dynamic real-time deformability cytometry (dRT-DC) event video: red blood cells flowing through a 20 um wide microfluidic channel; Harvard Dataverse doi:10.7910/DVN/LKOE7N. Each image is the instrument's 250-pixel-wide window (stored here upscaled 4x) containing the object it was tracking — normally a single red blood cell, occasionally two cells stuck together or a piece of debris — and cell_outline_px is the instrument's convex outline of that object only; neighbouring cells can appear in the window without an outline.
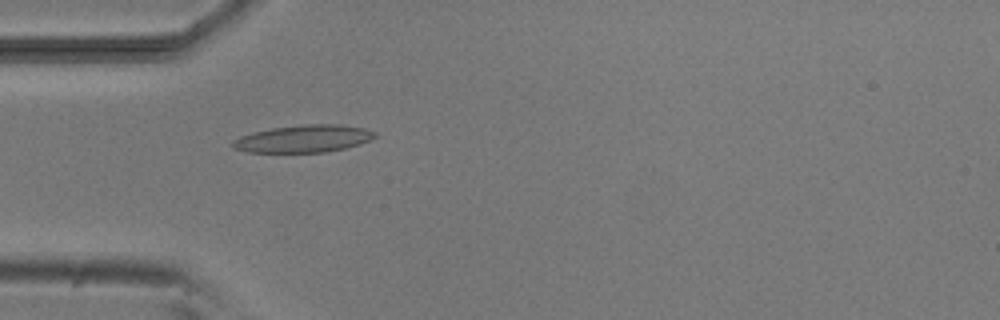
{"species": "common noctule bat (a hibernating species)", "species_latin": "Nyctalus noctula", "temperature_condition": "room temperature", "stored_images_in_passage": 4, "camera_frame_rate_fps": 3000, "um_per_image_px": 0.085, "animal": {"sex": "male", "body_mass_g": 20.5, "forearm_length_mm": 52.5}, "frame": {"image": 1, "passage_image": 4, "time_ms": 3.667, "image_size_px": [1000, 320], "cell_outline_px": [[376, 136], [360, 144], [344, 148], [324, 152], [248, 152], [232, 148], [232, 140], [240, 136], [252, 132], [272, 128], [304, 124], [340, 124], [364, 128], [376, 132]], "centroid_in_image_um": [25.77, 11.78], "position_along_channel_um": 59.2, "area_um2": 22.66}}